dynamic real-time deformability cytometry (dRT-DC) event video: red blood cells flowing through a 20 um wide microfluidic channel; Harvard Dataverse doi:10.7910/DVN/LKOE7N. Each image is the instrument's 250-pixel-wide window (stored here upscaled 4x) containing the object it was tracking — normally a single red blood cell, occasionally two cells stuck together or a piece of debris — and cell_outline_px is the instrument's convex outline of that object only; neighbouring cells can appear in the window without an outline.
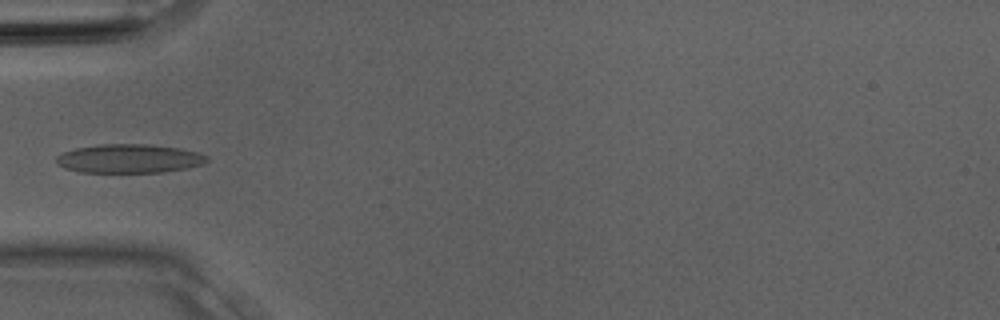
{"species": "Egyptian fruit bat (a non-hibernating species)", "species_latin": "Rousettus aegyptiacus", "temperature_condition": "room temperature", "stored_images_in_passage": 3, "camera_frame_rate_fps": 3000, "um_per_image_px": 0.085, "animal": {"sex": "male"}, "frame": {"image": 1, "passage_image": 3, "time_ms": 0.667, "image_size_px": [1000, 320], "cell_outline_px": [[208, 160], [204, 164], [164, 172], [80, 172], [64, 168], [56, 164], [56, 156], [60, 152], [76, 148], [100, 144], [152, 144], [180, 148], [200, 152], [208, 156]], "centroid_in_image_um": [10.97, 13.47], "position_along_channel_um": 74.0, "area_um2": 25.55}}